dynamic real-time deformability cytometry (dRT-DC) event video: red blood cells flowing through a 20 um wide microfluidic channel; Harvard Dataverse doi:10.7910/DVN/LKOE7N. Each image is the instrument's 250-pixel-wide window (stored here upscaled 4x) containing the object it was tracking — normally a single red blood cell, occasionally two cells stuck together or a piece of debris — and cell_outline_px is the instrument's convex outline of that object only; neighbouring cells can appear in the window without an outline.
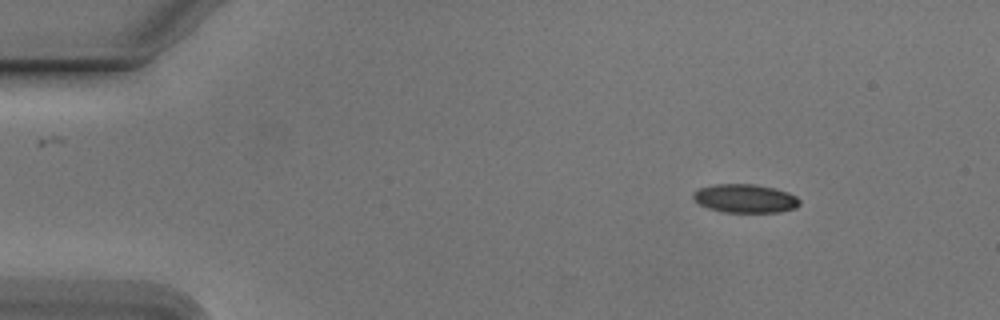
{"species": "Egyptian fruit bat (a non-hibernating species)", "species_latin": "Rousettus aegyptiacus", "temperature_condition": "cold", "stored_images_in_passage": 48, "camera_frame_rate_fps": 3000, "um_per_image_px": 0.085, "animal": {"sex": "male"}, "frame": {"image": 1, "passage_image": 1, "time_ms": 0.0, "image_size_px": [1000, 320], "cell_outline_px": [[800, 204], [796, 208], [780, 212], [724, 212], [708, 208], [700, 204], [692, 196], [692, 192], [700, 188], [716, 184], [752, 184], [772, 188], [788, 192], [796, 196], [800, 200]], "centroid_in_image_um": [63.35, 16.87], "position_along_channel_um": 21.7, "area_um2": 17.63}}
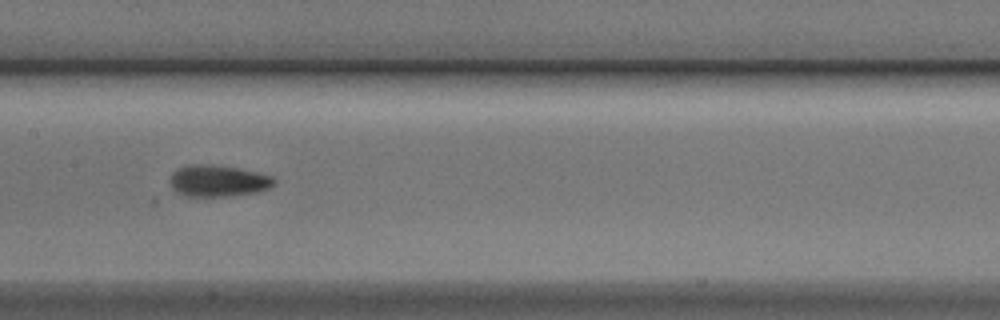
{"frame": {"image": 2, "passage_image": 21, "time_ms": 6.667, "image_size_px": [1000, 320], "cell_outline_px": [[276, 184], [268, 188], [256, 192], [232, 196], [184, 196], [176, 192], [172, 188], [172, 172], [188, 164], [212, 164], [240, 168], [272, 176], [276, 180]], "centroid_in_image_um": [18.56, 15.37], "position_along_channel_um": 188.8, "area_um2": 19.19}}
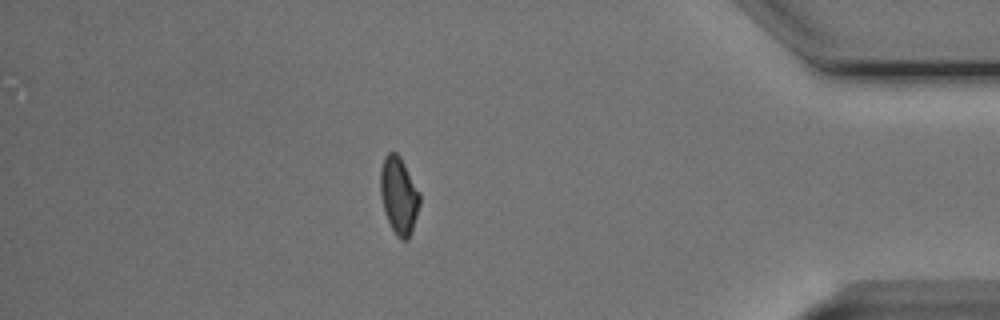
{"frame": {"image": 3, "passage_image": 41, "time_ms": 13.333, "image_size_px": [1000, 320], "cell_outline_px": [[420, 204], [412, 232], [408, 240], [400, 240], [396, 236], [384, 212], [380, 192], [380, 168], [384, 156], [388, 152], [396, 152], [400, 156], [420, 192]], "centroid_in_image_um": [33.9, 16.62], "position_along_channel_um": 401.3, "area_um2": 17.92}, "authors_computed_cell_mechanics": {"area_um2": 18.1781, "velocity_mm_per_s": 3.7824, "shape_relaxation_time_tau1_ms": 3.8417, "shape_relaxation_time_tau2_ms": 1.4272, "deformation_change_tau1": 0.1056, "deformation_change_tau2": 0.0567}}